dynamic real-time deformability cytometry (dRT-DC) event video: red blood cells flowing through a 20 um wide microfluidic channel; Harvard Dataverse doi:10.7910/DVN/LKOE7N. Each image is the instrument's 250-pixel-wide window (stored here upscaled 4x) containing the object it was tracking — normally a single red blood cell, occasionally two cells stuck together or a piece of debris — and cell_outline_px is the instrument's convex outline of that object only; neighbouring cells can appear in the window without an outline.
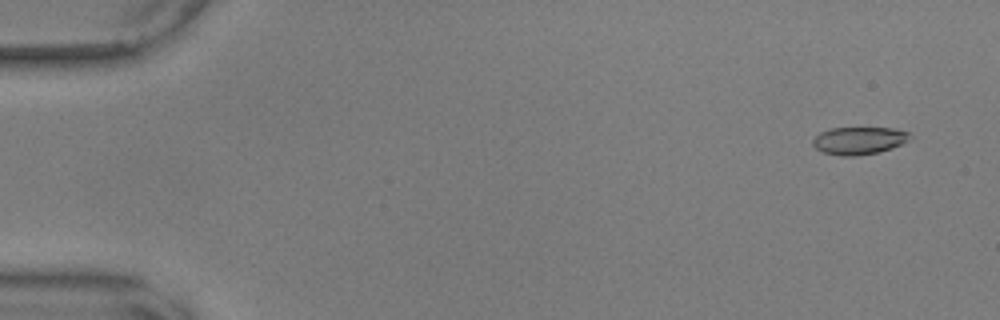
{"species": "common noctule bat (a hibernating species)", "species_latin": "Nyctalus noctula", "temperature_condition": "warm", "stored_images_in_passage": 57, "camera_frame_rate_fps": 3000, "um_per_image_px": 0.085, "animal": {"sex": "male", "body_mass_g": 17.9, "forearm_length_mm": 54.2}, "frame": {"image": 1, "passage_image": 4, "time_ms": 1.0, "image_size_px": [1000, 320], "cell_outline_px": [[912, 140], [892, 148], [880, 152], [856, 156], [840, 156], [824, 152], [816, 148], [812, 144], [812, 140], [820, 132], [832, 128], [892, 128], [908, 132]], "centroid_in_image_um": [73.03, 11.96], "position_along_channel_um": 12.0, "area_um2": 15.66}}
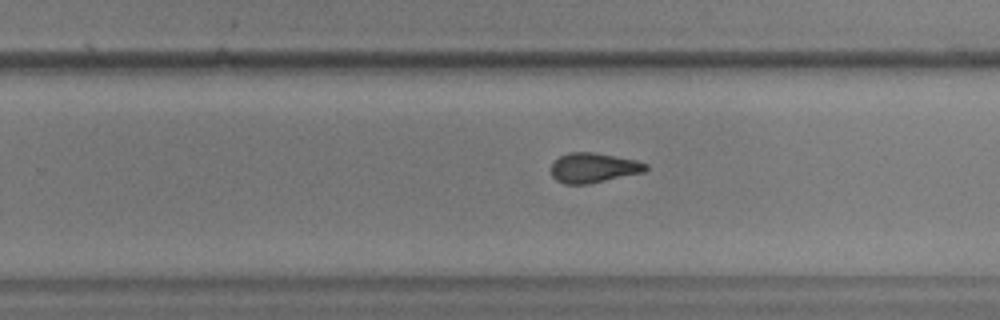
{"frame": {"image": 2, "passage_image": 37, "time_ms": 12.0, "image_size_px": [1000, 320], "cell_outline_px": [[648, 168], [644, 172], [588, 184], [564, 184], [556, 180], [552, 176], [552, 164], [560, 156], [568, 152], [592, 152], [636, 160], [648, 164]], "centroid_in_image_um": [50.45, 14.26], "position_along_channel_um": 279.4, "area_um2": 16.36}}
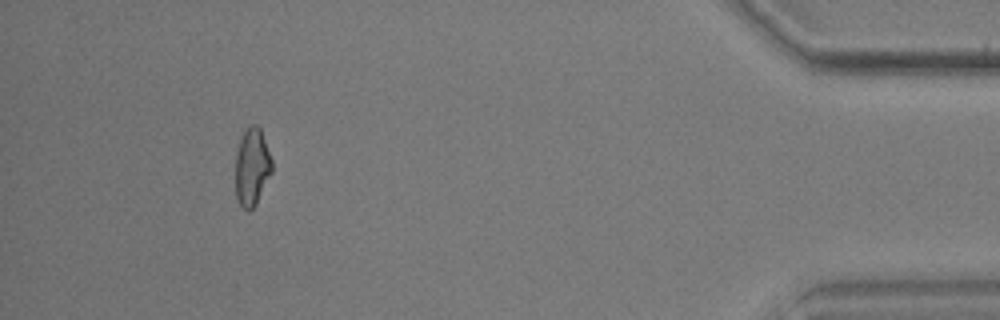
{"frame": {"image": 3, "passage_image": 53, "time_ms": 17.333, "image_size_px": [1000, 320], "cell_outline_px": [[272, 172], [256, 204], [248, 212], [240, 204], [236, 196], [236, 152], [240, 140], [248, 124], [256, 124], [260, 128], [272, 160]], "centroid_in_image_um": [21.42, 14.18], "position_along_channel_um": 413.8, "area_um2": 16.42}, "authors_computed_cell_mechanics": {"area_um2": 16.5886, "velocity_mm_per_s": 3.6113, "shape_relaxation_time_tau1_ms": 6.1288, "shape_relaxation_time_tau2_ms": 1.9032, "deformation_change_tau1": 0.1733, "deformation_change_tau2": 0.0869}}